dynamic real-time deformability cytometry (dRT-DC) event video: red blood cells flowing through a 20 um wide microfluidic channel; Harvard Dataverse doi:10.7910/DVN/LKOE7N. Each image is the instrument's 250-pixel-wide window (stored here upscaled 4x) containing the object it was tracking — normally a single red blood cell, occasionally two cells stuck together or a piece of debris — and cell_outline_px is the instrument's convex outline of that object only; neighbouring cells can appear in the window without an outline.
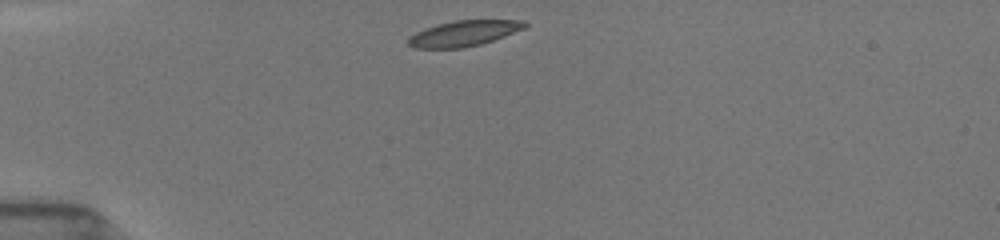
{"species": "common noctule bat (a hibernating species)", "species_latin": "Nyctalus noctula", "temperature_condition": "room temperature", "stored_images_in_passage": 40, "camera_frame_rate_fps": 3000, "um_per_image_px": 0.085, "animal": {"sex": "female", "body_mass_g": 19.5, "forearm_length_mm": 54.1}, "frame": {"image": 1, "passage_image": 1, "time_ms": 0.0, "image_size_px": [1000, 240], "cell_outline_px": [[528, 28], [480, 44], [464, 48], [412, 48], [408, 44], [408, 36], [416, 32], [436, 24], [452, 20], [524, 20], [528, 24]], "centroid_in_image_um": [39.43, 2.83], "position_along_channel_um": 45.6, "area_um2": 17.57}}
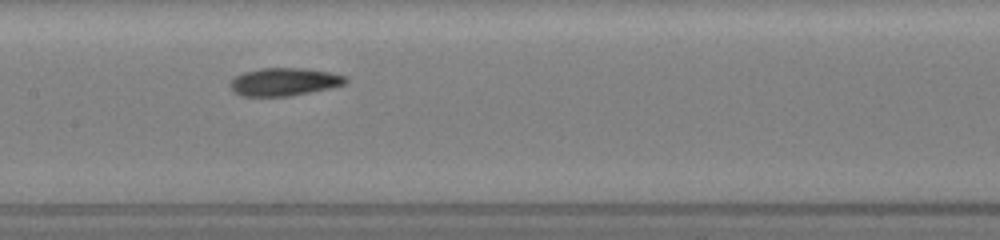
{"frame": {"image": 2, "passage_image": 14, "time_ms": 4.333, "image_size_px": [1000, 240], "cell_outline_px": [[348, 84], [292, 96], [240, 96], [232, 92], [228, 84], [236, 76], [244, 72], [260, 68], [304, 68], [328, 72], [344, 76], [348, 80]], "centroid_in_image_um": [24.13, 6.96], "position_along_channel_um": 183.3, "area_um2": 18.9}}
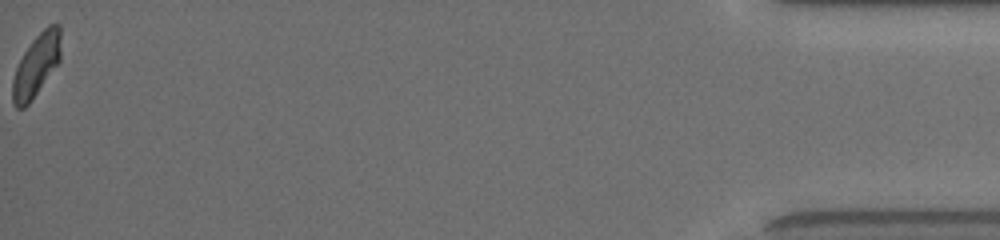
{"frame": {"image": 3, "passage_image": 40, "time_ms": 13.0, "image_size_px": [1000, 240], "cell_outline_px": [[60, 60], [32, 100], [24, 108], [16, 108], [12, 104], [12, 80], [16, 68], [24, 52], [32, 40], [48, 24], [60, 24]], "centroid_in_image_um": [3.07, 5.56], "position_along_channel_um": 432.1, "area_um2": 17.46}, "authors_computed_cell_mechanics": {"area_um2": 18.1781, "velocity_mm_per_s": 3.8924, "shape_relaxation_time_tau1_ms": 3.0098, "shape_relaxation_time_tau2_ms": 5.1113, "deformation_change_tau1": 0.1234, "deformation_change_tau2": 0.0956}}